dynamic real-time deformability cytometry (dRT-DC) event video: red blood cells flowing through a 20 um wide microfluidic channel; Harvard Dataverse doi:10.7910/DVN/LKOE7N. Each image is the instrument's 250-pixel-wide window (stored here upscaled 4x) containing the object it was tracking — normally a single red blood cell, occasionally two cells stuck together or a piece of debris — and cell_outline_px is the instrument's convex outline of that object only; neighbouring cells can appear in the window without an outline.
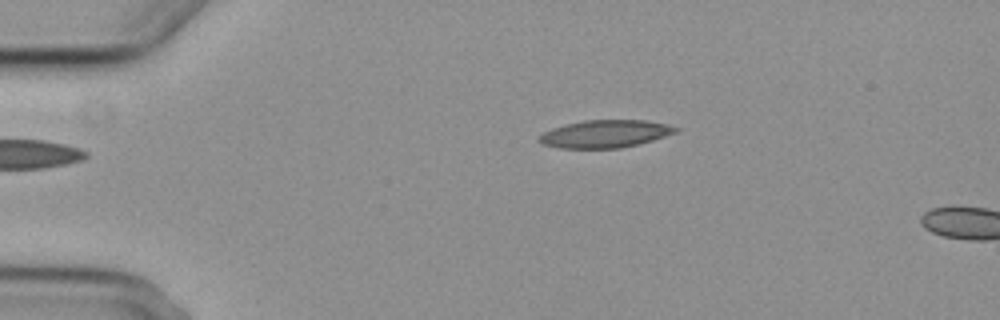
{"species": "common noctule bat (a hibernating species)", "species_latin": "Nyctalus noctula", "temperature_condition": "cold", "stored_images_in_passage": 2, "camera_frame_rate_fps": 3000, "um_per_image_px": 0.085, "animal": {"sex": "female", "body_mass_g": 29.2, "forearm_length_mm": 56.3}, "frame": {"image": 1, "passage_image": 2, "time_ms": 1.333, "image_size_px": [1000, 320], "cell_outline_px": [[680, 128], [676, 132], [652, 140], [620, 148], [560, 148], [544, 144], [536, 140], [544, 132], [552, 128], [564, 124], [584, 120], [648, 120], [668, 124]], "centroid_in_image_um": [51.43, 11.36], "position_along_channel_um": 33.6, "area_um2": 21.91}}